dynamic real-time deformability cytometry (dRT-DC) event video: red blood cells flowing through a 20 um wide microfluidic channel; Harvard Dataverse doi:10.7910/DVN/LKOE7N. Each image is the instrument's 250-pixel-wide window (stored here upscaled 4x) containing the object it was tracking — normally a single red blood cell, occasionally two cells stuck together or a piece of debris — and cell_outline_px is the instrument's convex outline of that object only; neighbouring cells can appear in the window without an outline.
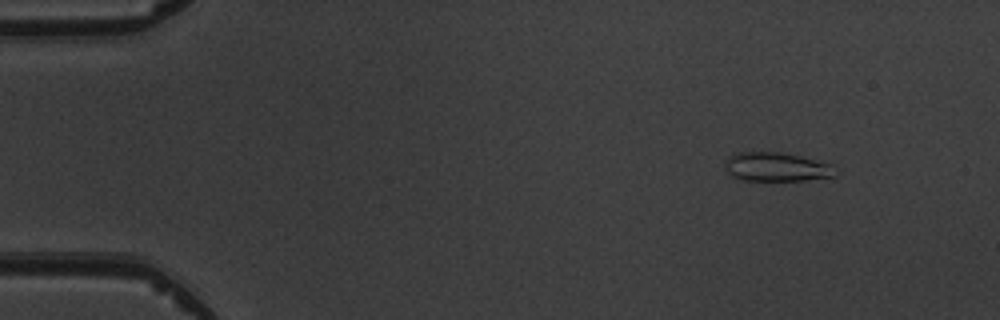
{"species": "common noctule bat (a hibernating species)", "species_latin": "Nyctalus noctula", "temperature_condition": "warm", "stored_images_in_passage": 5, "camera_frame_rate_fps": 3000, "um_per_image_px": 0.085, "animal": {"sex": "male", "body_mass_g": 19.5, "forearm_length_mm": 54.6}, "frame": {"image": 1, "passage_image": 2, "time_ms": 1.333, "image_size_px": [1000, 320], "cell_outline_px": [[840, 172], [836, 176], [804, 180], [744, 180], [732, 176], [728, 172], [724, 164], [728, 156], [736, 152], [780, 152], [800, 156], [828, 164]], "centroid_in_image_um": [65.98, 14.19], "position_along_channel_um": 19.0, "area_um2": 18.5}}
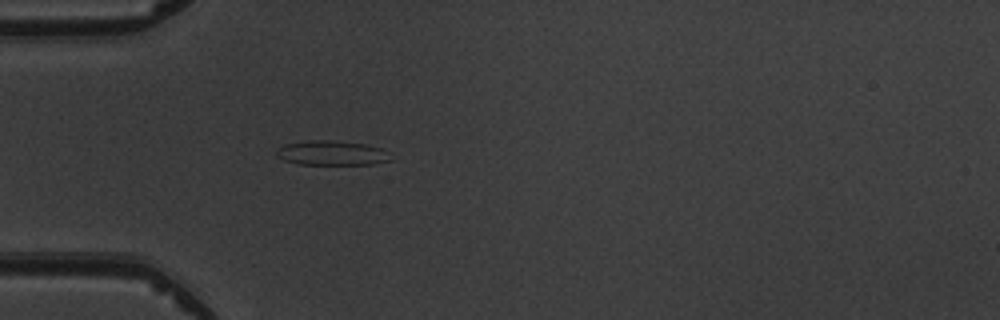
{"frame": {"image": 2, "passage_image": 5, "time_ms": 4.667, "image_size_px": [1000, 320], "cell_outline_px": [[392, 160], [372, 164], [300, 164], [284, 160], [276, 156], [276, 148], [284, 144], [308, 140], [328, 140], [368, 144], [380, 148]], "centroid_in_image_um": [28.13, 13.0], "position_along_channel_um": 56.9, "area_um2": 16.24}}